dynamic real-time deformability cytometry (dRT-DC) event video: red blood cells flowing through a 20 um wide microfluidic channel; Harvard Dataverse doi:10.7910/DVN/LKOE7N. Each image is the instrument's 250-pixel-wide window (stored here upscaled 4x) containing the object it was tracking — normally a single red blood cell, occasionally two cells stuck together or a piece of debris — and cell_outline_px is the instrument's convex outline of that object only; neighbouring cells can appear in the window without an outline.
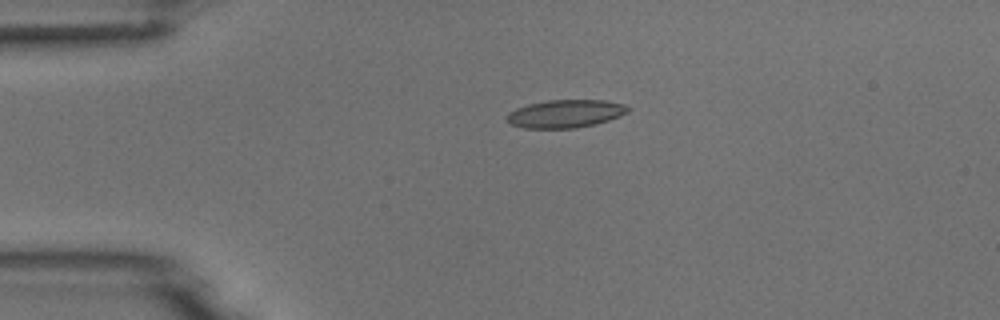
{"species": "common noctule bat (a hibernating species)", "species_latin": "Nyctalus noctula", "temperature_condition": "room temperature", "stored_images_in_passage": 5, "camera_frame_rate_fps": 3000, "um_per_image_px": 0.085, "animal": {"sex": "male", "body_mass_g": 18.8}, "frame": {"image": 1, "passage_image": 4, "time_ms": 3.333, "image_size_px": [1000, 320], "cell_outline_px": [[632, 108], [628, 112], [620, 116], [596, 124], [576, 128], [524, 128], [512, 124], [504, 116], [508, 112], [516, 108], [528, 104], [548, 100], [604, 100], [624, 104]], "centroid_in_image_um": [48.07, 9.66], "position_along_channel_um": 36.9, "area_um2": 19.83}}